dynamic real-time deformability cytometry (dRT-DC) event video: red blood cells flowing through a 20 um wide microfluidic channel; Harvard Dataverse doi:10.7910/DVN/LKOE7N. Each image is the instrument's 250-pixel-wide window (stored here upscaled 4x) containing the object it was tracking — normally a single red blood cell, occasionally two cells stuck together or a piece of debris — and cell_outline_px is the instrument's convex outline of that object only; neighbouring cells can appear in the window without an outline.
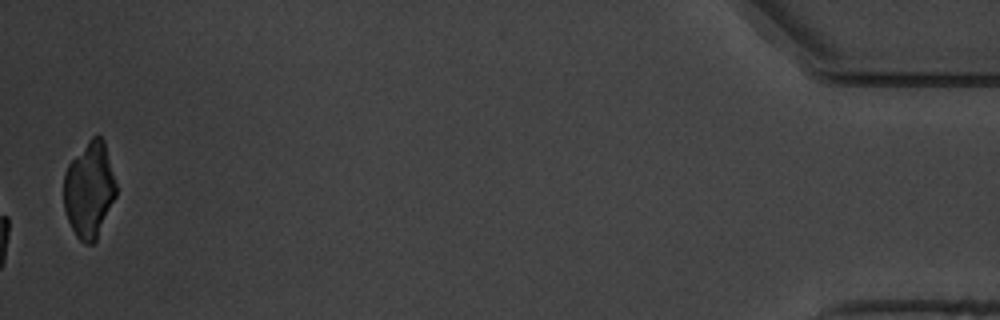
{"species": "common noctule bat (a hibernating species)", "species_latin": "Nyctalus noctula", "temperature_condition": "warm", "stored_images_in_passage": 14, "camera_frame_rate_fps": 3000, "um_per_image_px": 0.085, "animal": {"sex": "male", "body_mass_g": 19.5, "forearm_length_mm": 54.6}, "frame": {"image": 1, "passage_image": 14, "time_ms": 17.333, "image_size_px": [1000, 320], "cell_outline_px": [[116, 196], [96, 240], [92, 244], [84, 244], [76, 236], [68, 220], [64, 208], [64, 172], [68, 164], [88, 140], [92, 136], [100, 136], [104, 140], [116, 184]], "centroid_in_image_um": [7.58, 16.14], "position_along_channel_um": 427.6, "area_um2": 29.13}, "authors_computed_cell_mechanics": {"area_um2": 19.7098, "velocity_mm_per_s": 3.6049, "shape_relaxation_time_tau1_ms": 2.3816, "shape_relaxation_time_tau2_ms": 1.964, "deformation_change_tau1": 0.0808, "deformation_change_tau2": 0.0407}}